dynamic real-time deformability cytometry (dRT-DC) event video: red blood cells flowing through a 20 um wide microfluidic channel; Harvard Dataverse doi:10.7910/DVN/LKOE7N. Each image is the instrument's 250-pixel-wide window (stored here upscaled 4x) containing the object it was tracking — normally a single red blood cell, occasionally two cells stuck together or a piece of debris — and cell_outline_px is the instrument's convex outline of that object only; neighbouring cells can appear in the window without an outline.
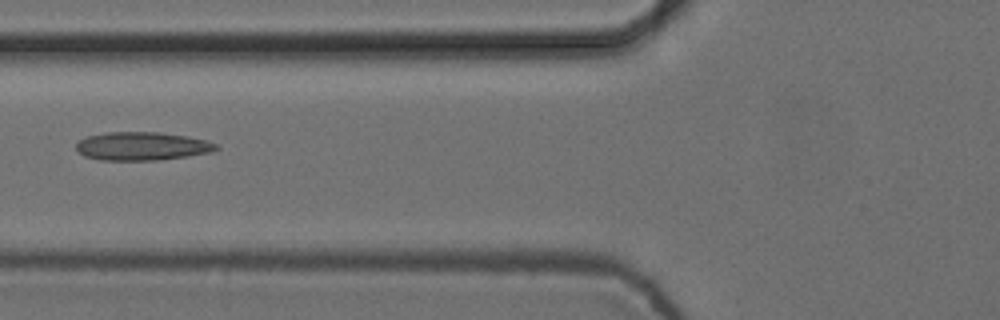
{"species": "common noctule bat (a hibernating species)", "species_latin": "Nyctalus noctula", "temperature_condition": "cold", "stored_images_in_passage": 5, "camera_frame_rate_fps": 3000, "um_per_image_px": 0.085, "animal": {"sex": "female", "body_mass_g": 24.6, "forearm_length_mm": 56.2}, "frame": {"image": 1, "passage_image": 5, "time_ms": 1.333, "image_size_px": [1000, 320], "cell_outline_px": [[220, 148], [212, 152], [188, 156], [156, 160], [100, 160], [84, 156], [76, 148], [76, 144], [80, 140], [88, 136], [108, 132], [160, 132], [188, 136], [208, 140], [220, 144]], "centroid_in_image_um": [12.14, 12.42], "position_along_channel_um": 113.7, "area_um2": 23.29}}